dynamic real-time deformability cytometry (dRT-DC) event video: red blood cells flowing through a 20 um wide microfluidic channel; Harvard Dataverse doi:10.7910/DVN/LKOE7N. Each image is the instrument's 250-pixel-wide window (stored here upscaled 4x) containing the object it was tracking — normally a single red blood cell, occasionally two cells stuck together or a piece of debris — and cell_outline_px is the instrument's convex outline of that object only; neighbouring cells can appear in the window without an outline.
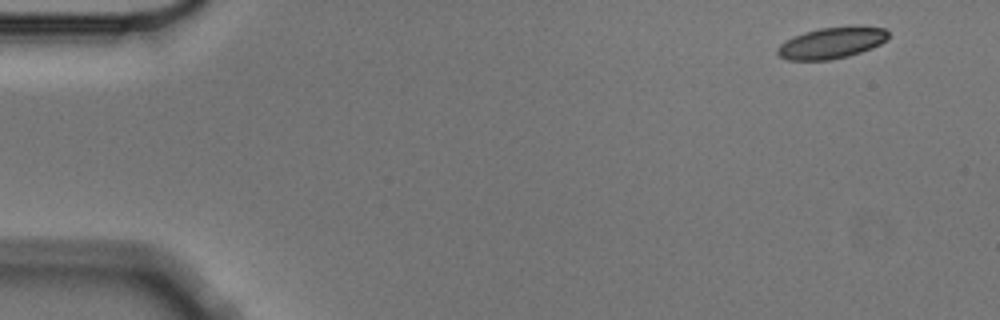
{"species": "Egyptian fruit bat (a non-hibernating species)", "species_latin": "Rousettus aegyptiacus", "temperature_condition": "cold", "stored_images_in_passage": 6, "camera_frame_rate_fps": 3000, "um_per_image_px": 0.085, "animal": {"sex": "male"}, "frame": {"image": 1, "passage_image": 1, "time_ms": 0.0, "image_size_px": [1000, 320], "cell_outline_px": [[888, 40], [872, 48], [848, 56], [828, 60], [788, 60], [780, 56], [776, 52], [776, 48], [780, 44], [792, 36], [804, 32], [820, 28], [852, 24], [860, 24], [884, 28], [888, 32]], "centroid_in_image_um": [70.72, 3.61], "position_along_channel_um": 14.3, "area_um2": 20.75}}
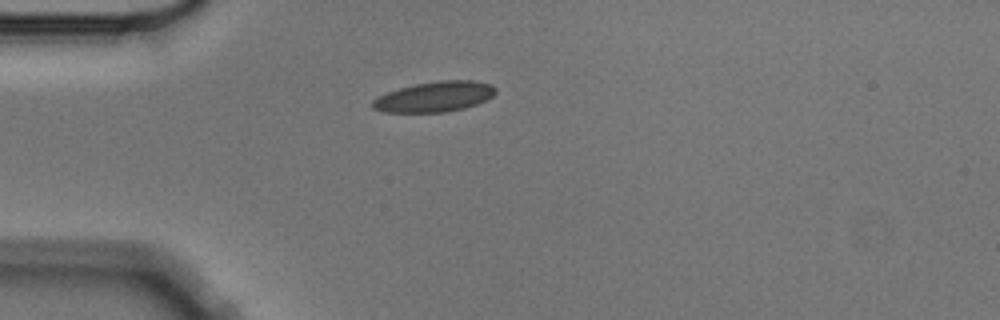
{"frame": {"image": 2, "passage_image": 4, "time_ms": 1.0, "image_size_px": [1000, 320], "cell_outline_px": [[496, 92], [488, 100], [464, 108], [448, 112], [384, 112], [372, 108], [372, 100], [376, 96], [400, 88], [416, 84], [440, 80], [472, 80], [492, 84], [496, 88]], "centroid_in_image_um": [36.95, 8.22], "position_along_channel_um": 48.0, "area_um2": 21.85}}
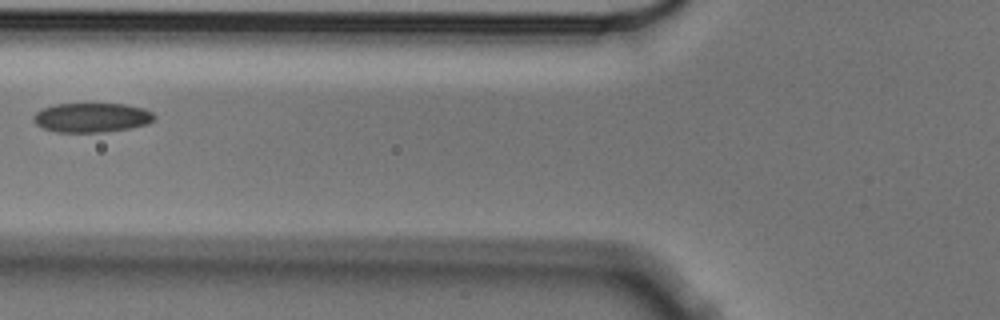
{"frame": {"image": 3, "passage_image": 6, "time_ms": 1.667, "image_size_px": [1000, 320], "cell_outline_px": [[156, 116], [148, 124], [128, 128], [100, 132], [56, 132], [44, 128], [36, 124], [32, 116], [40, 108], [56, 104], [124, 104], [144, 108], [152, 112]], "centroid_in_image_um": [7.77, 9.98], "position_along_channel_um": 118.0, "area_um2": 20.63}}